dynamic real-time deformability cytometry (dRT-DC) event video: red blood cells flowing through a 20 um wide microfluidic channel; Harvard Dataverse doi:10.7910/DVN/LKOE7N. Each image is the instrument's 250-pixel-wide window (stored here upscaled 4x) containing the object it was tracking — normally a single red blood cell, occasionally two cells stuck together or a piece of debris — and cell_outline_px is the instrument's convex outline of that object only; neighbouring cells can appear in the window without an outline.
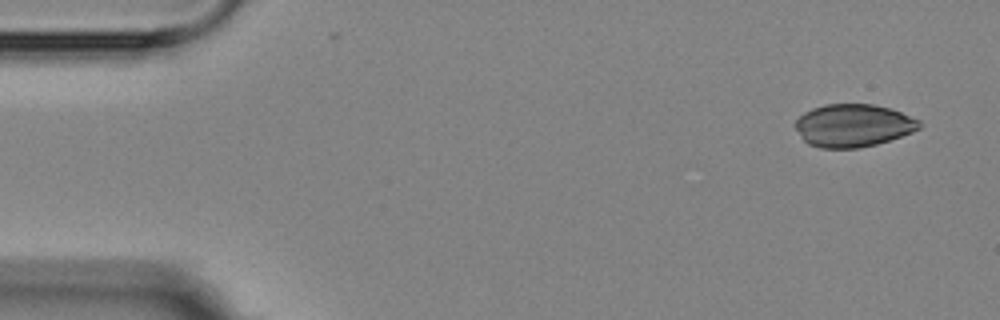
{"species": "Egyptian fruit bat (a non-hibernating species)", "species_latin": "Rousettus aegyptiacus", "temperature_condition": "room temperature", "stored_images_in_passage": 5, "camera_frame_rate_fps": 3000, "um_per_image_px": 0.085, "animal": {"sex": "female"}, "frame": {"image": 1, "passage_image": 1, "time_ms": 0.0, "image_size_px": [1000, 320], "cell_outline_px": [[920, 128], [912, 132], [876, 144], [860, 148], [820, 148], [808, 144], [804, 140], [796, 128], [796, 120], [804, 112], [812, 108], [824, 104], [872, 104], [888, 108], [900, 112], [920, 120]], "centroid_in_image_um": [72.5, 10.66], "position_along_channel_um": 12.5, "area_um2": 30.69}}
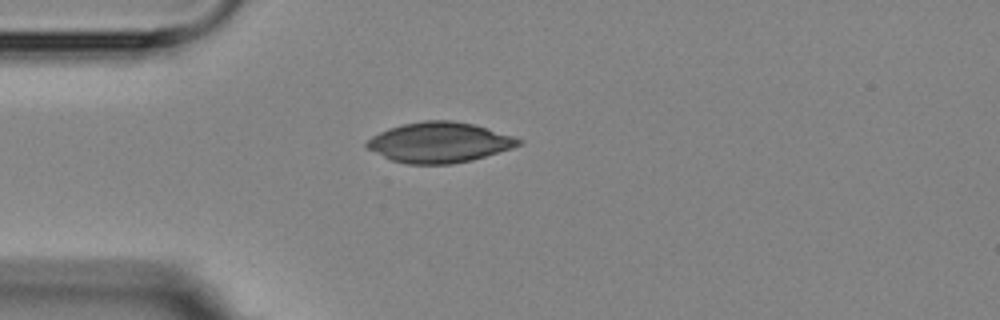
{"frame": {"image": 2, "passage_image": 4, "time_ms": 3.667, "image_size_px": [1000, 320], "cell_outline_px": [[524, 140], [520, 144], [512, 148], [472, 160], [452, 164], [408, 164], [392, 160], [368, 148], [364, 144], [372, 136], [388, 128], [404, 124], [424, 120], [452, 120], [472, 124], [488, 128]], "centroid_in_image_um": [37.36, 12.1], "position_along_channel_um": 47.6, "area_um2": 35.37}}